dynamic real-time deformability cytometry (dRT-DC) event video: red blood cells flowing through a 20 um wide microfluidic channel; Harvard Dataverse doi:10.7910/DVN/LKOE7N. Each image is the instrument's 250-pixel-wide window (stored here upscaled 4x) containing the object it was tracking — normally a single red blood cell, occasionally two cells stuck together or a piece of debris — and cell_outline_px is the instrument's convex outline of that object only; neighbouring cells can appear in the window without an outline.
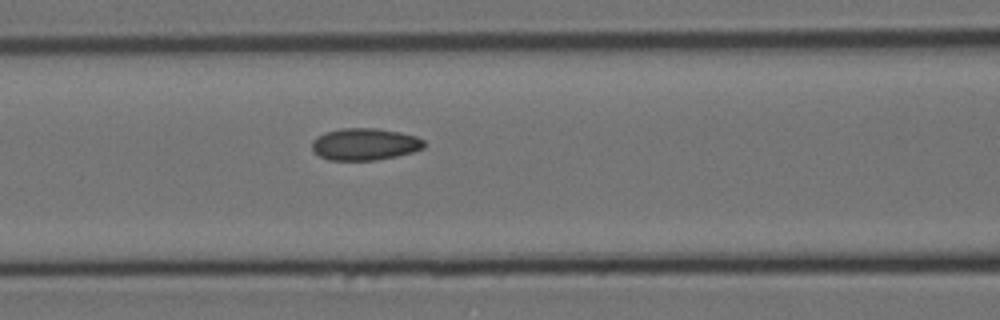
{"species": "Egyptian fruit bat (a non-hibernating species)", "species_latin": "Rousettus aegyptiacus", "temperature_condition": "cold", "stored_images_in_passage": 7, "camera_frame_rate_fps": 3000, "um_per_image_px": 0.085, "animal": {"sex": "female"}, "frame": {"image": 1, "passage_image": 7, "time_ms": 2.0, "image_size_px": [1000, 320], "cell_outline_px": [[424, 148], [412, 152], [396, 156], [376, 160], [328, 160], [320, 156], [312, 148], [312, 140], [316, 136], [324, 132], [340, 128], [376, 128], [400, 132], [416, 136], [424, 140]], "centroid_in_image_um": [30.99, 12.25], "position_along_channel_um": 135.6, "area_um2": 20.98}}